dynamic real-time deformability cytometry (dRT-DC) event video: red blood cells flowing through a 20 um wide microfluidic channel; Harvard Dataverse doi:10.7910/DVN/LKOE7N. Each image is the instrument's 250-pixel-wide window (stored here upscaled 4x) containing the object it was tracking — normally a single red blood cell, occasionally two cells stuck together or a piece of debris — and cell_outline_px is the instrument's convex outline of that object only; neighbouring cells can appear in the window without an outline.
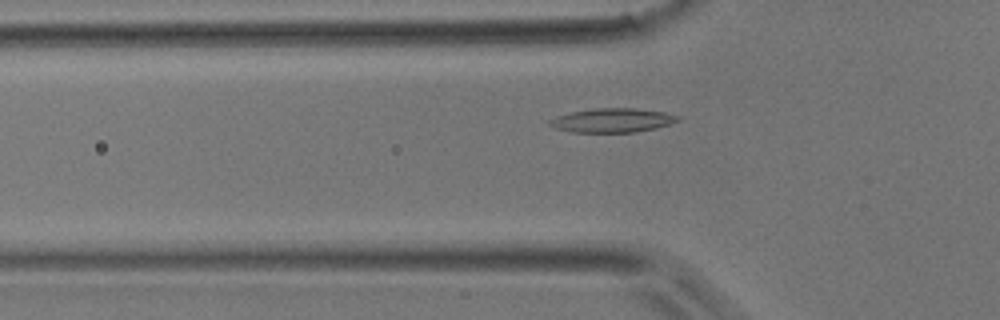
{"species": "common noctule bat (a hibernating species)", "species_latin": "Nyctalus noctula", "temperature_condition": "room temperature", "stored_images_in_passage": 36, "camera_frame_rate_fps": 3000, "um_per_image_px": 0.085, "animal": {"sex": "male", "body_mass_g": 17.9}, "frame": {"image": 1, "passage_image": 6, "time_ms": 1.667, "image_size_px": [1000, 320], "cell_outline_px": [[680, 120], [656, 128], [636, 132], [572, 132], [556, 128], [548, 124], [548, 120], [556, 116], [572, 112], [592, 108], [636, 108], [664, 112], [680, 116]], "centroid_in_image_um": [52.05, 10.22], "position_along_channel_um": 73.8, "area_um2": 17.98}}
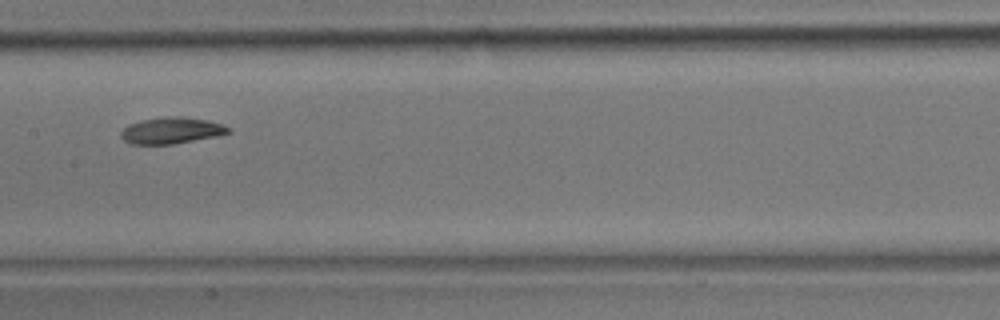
{"frame": {"image": 2, "passage_image": 14, "time_ms": 4.333, "image_size_px": [1000, 320], "cell_outline_px": [[232, 132], [220, 136], [172, 144], [132, 144], [124, 140], [120, 136], [120, 132], [128, 124], [140, 120], [168, 116], [180, 116], [208, 120], [232, 128]], "centroid_in_image_um": [14.6, 11.09], "position_along_channel_um": 192.8, "area_um2": 16.7}}
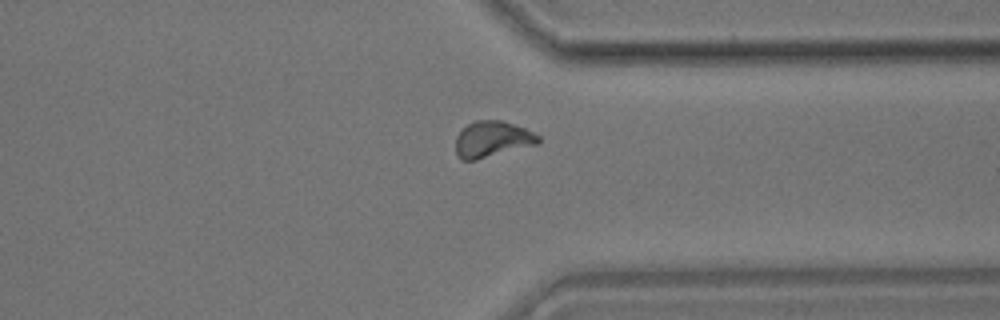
{"frame": {"image": 3, "passage_image": 26, "time_ms": 8.333, "image_size_px": [1000, 320], "cell_outline_px": [[540, 140], [536, 144], [476, 160], [460, 160], [456, 152], [456, 136], [468, 124], [476, 120], [500, 120], [524, 128], [540, 136]], "centroid_in_image_um": [41.81, 11.84], "position_along_channel_um": 369.6, "area_um2": 17.11}}